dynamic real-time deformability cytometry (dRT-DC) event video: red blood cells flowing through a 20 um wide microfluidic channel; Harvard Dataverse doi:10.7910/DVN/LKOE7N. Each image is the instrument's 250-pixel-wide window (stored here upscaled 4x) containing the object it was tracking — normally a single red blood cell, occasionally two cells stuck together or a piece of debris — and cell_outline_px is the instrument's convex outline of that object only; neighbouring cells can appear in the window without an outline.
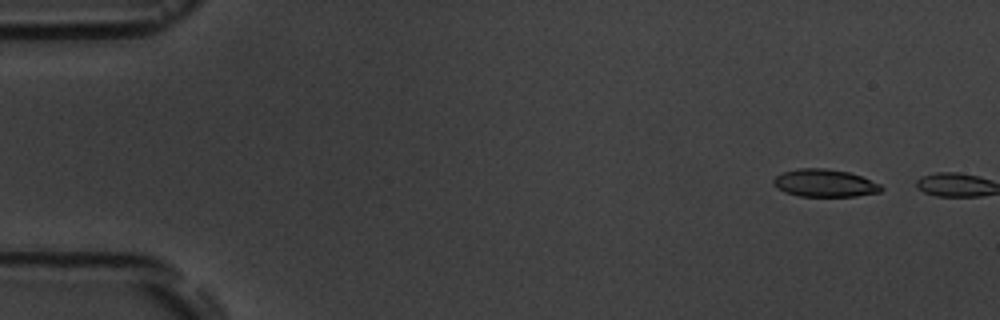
{"species": "common noctule bat (a hibernating species)", "species_latin": "Nyctalus noctula", "temperature_condition": "room temperature", "stored_images_in_passage": 3, "camera_frame_rate_fps": 3000, "um_per_image_px": 0.085, "animal": {"sex": "male", "body_mass_g": 19.5, "forearm_length_mm": 54.6}, "frame": {"image": 1, "passage_image": 2, "time_ms": 1.333, "image_size_px": [1000, 320], "cell_outline_px": [[884, 188], [880, 192], [856, 196], [800, 196], [784, 192], [776, 188], [772, 184], [772, 180], [776, 176], [784, 172], [800, 168], [824, 168], [848, 172], [860, 176], [880, 184]], "centroid_in_image_um": [70.07, 15.57], "position_along_channel_um": 14.9, "area_um2": 17.28}}